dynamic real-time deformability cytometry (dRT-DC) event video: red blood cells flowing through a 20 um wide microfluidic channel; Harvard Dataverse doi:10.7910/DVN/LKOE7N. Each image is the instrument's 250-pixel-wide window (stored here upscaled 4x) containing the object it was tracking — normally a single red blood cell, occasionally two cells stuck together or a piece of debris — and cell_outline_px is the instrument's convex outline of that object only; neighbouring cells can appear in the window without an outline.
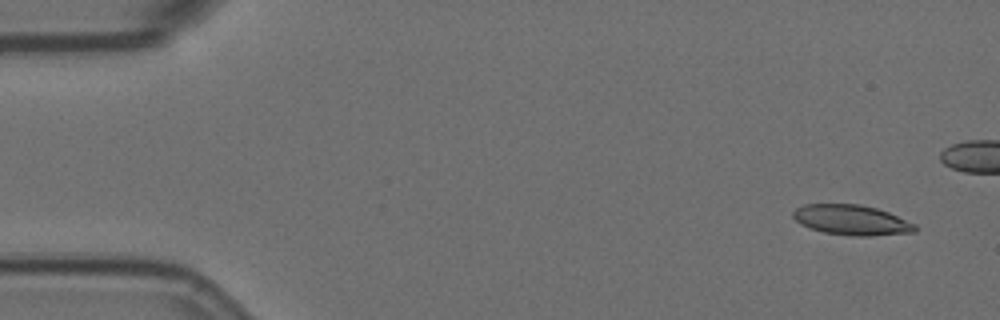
{"species": "Egyptian fruit bat (a non-hibernating species)", "species_latin": "Rousettus aegyptiacus", "temperature_condition": "room temperature", "stored_images_in_passage": 5, "camera_frame_rate_fps": 3000, "um_per_image_px": 0.085, "animal": {"sex": "female"}, "frame": {"image": 1, "passage_image": 1, "time_ms": 0.0, "image_size_px": [1000, 320], "cell_outline_px": [[916, 232], [868, 236], [852, 236], [824, 232], [808, 228], [800, 224], [792, 216], [792, 212], [796, 208], [804, 204], [860, 204], [876, 208], [888, 212], [916, 224]], "centroid_in_image_um": [72.36, 18.7], "position_along_channel_um": 12.6, "area_um2": 21.5}}